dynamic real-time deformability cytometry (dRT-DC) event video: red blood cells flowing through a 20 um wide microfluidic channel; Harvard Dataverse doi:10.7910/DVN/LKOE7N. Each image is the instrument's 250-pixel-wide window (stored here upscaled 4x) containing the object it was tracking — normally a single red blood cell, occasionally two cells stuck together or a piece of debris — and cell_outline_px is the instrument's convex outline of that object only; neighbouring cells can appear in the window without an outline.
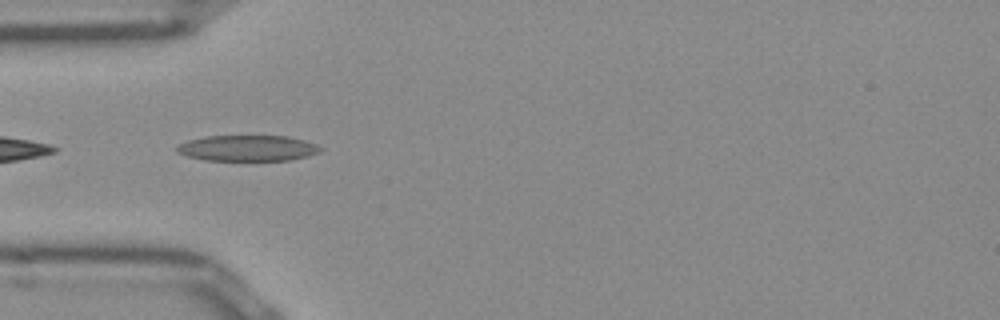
{"species": "Egyptian fruit bat (a non-hibernating species)", "species_latin": "Rousettus aegyptiacus", "temperature_condition": "room temperature", "stored_images_in_passage": 38, "camera_frame_rate_fps": 3000, "um_per_image_px": 0.085, "frame": {"image": 1, "passage_image": 2, "time_ms": 0.333, "image_size_px": [1000, 320], "cell_outline_px": [[324, 148], [320, 152], [288, 160], [204, 160], [188, 156], [176, 152], [176, 148], [180, 144], [188, 140], [208, 136], [288, 136], [304, 140], [316, 144]], "centroid_in_image_um": [21.05, 12.59], "position_along_channel_um": 63.9, "area_um2": 21.44}}
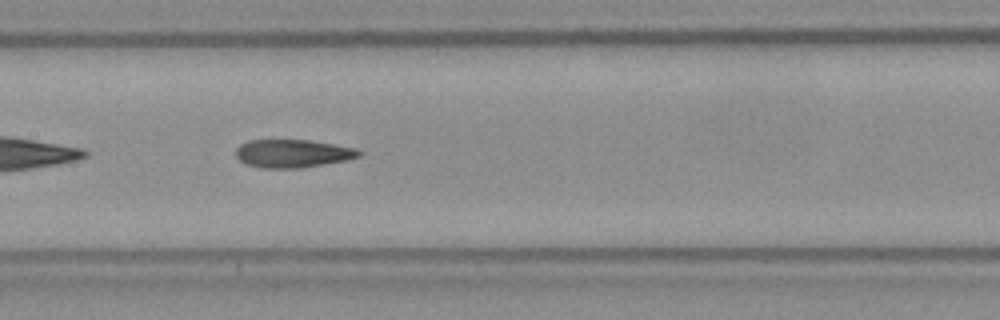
{"frame": {"image": 2, "passage_image": 11, "time_ms": 3.333, "image_size_px": [1000, 320], "cell_outline_px": [[364, 152], [360, 156], [344, 160], [300, 168], [264, 168], [248, 164], [240, 160], [236, 156], [236, 148], [240, 144], [248, 140], [308, 140], [332, 144], [352, 148]], "centroid_in_image_um": [24.84, 13.04], "position_along_channel_um": 182.6, "area_um2": 19.83}}
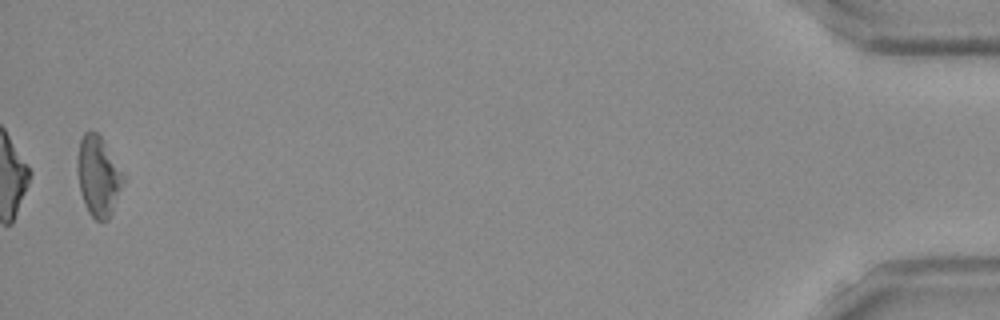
{"frame": {"image": 3, "passage_image": 37, "time_ms": 12.0, "image_size_px": [1000, 320], "cell_outline_px": [[124, 180], [112, 212], [108, 220], [96, 220], [88, 212], [84, 204], [80, 192], [76, 168], [76, 160], [80, 140], [84, 132], [92, 128], [104, 140], [124, 176]], "centroid_in_image_um": [8.32, 14.94], "position_along_channel_um": 426.9, "area_um2": 21.5}, "authors_computed_cell_mechanics": {"area_um2": 20.6635, "velocity_mm_per_s": 3.9248, "shape_relaxation_time_tau1_ms": null, "shape_relaxation_time_tau2_ms": 4.1892, "deformation_change_tau1": null, "deformation_change_tau2": 0.1329}}